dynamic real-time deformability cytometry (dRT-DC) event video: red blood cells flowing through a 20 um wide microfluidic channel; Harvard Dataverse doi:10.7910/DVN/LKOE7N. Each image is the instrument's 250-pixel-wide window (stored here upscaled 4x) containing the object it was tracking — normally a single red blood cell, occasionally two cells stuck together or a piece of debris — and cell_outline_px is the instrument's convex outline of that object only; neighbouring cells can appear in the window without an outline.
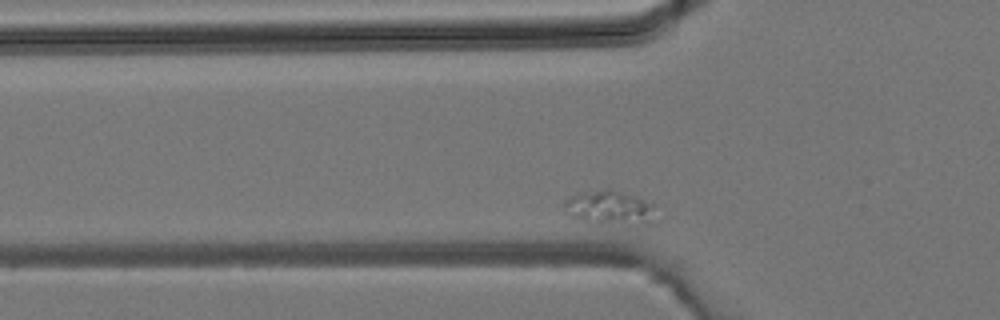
{"species": "common noctule bat (a hibernating species)", "species_latin": "Nyctalus noctula", "temperature_condition": "room temperature", "stored_images_in_passage": 28, "camera_frame_rate_fps": 3000, "um_per_image_px": 0.085, "animal": {"sex": "male", "body_mass_g": 19.2, "forearm_length_mm": 51.8}, "frame": {"image": 1, "passage_image": 7, "time_ms": 2.0, "image_size_px": [1000, 320], "cell_outline_px": [[660, 220], [648, 224], [596, 224], [568, 216], [564, 212], [564, 200], [580, 192], [604, 188], [612, 188], [636, 196], [652, 204]], "centroid_in_image_um": [51.85, 17.66], "position_along_channel_um": 74.0, "area_um2": 18.96}}
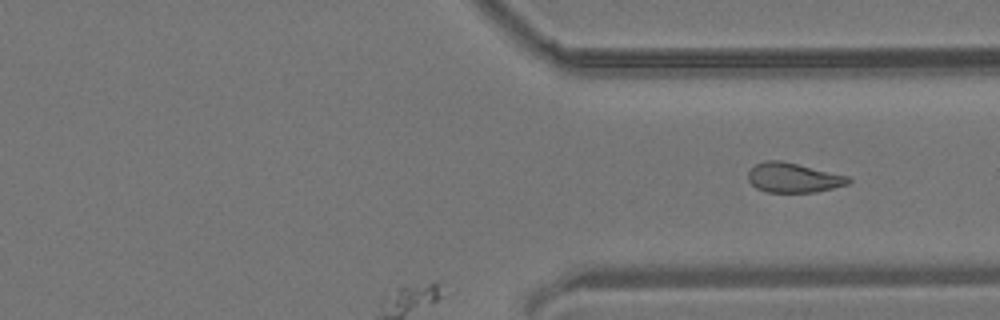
{"frame": {"image": 2, "passage_image": 28, "time_ms": 9.0, "image_size_px": [1000, 320], "cell_outline_px": [[852, 180], [848, 184], [816, 192], [768, 192], [756, 188], [748, 180], [748, 172], [756, 164], [764, 160], [780, 160], [848, 176]], "centroid_in_image_um": [67.42, 15.1], "position_along_channel_um": 344.0, "area_um2": 17.17}}